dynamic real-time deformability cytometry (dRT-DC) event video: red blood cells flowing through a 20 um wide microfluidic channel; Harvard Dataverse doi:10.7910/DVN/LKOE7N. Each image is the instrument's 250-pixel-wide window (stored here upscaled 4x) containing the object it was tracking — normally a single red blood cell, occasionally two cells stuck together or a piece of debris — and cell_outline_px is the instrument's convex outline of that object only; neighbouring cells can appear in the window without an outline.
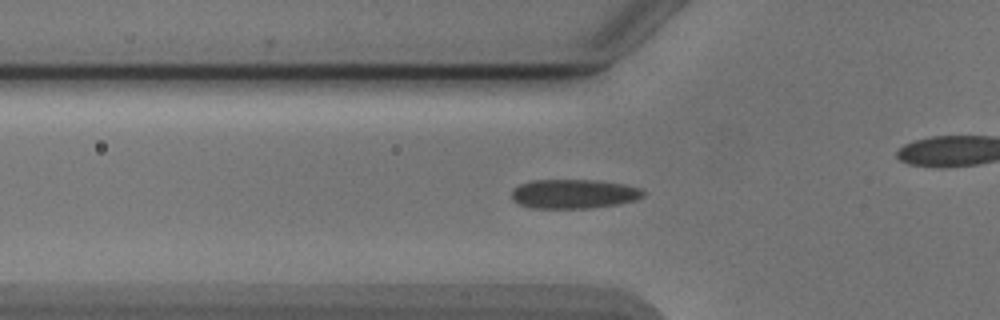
{"species": "Egyptian fruit bat (a non-hibernating species)", "species_latin": "Rousettus aegyptiacus", "temperature_condition": "cold", "stored_images_in_passage": 51, "camera_frame_rate_fps": 3000, "um_per_image_px": 0.085, "animal": {"sex": "male"}, "frame": {"image": 1, "passage_image": 15, "time_ms": 4.667, "image_size_px": [1000, 320], "cell_outline_px": [[648, 192], [644, 196], [636, 200], [620, 204], [592, 208], [532, 208], [520, 204], [512, 200], [512, 188], [520, 184], [532, 180], [600, 180], [624, 184], [640, 188]], "centroid_in_image_um": [48.81, 16.48], "position_along_channel_um": 77.0, "area_um2": 22.77}}
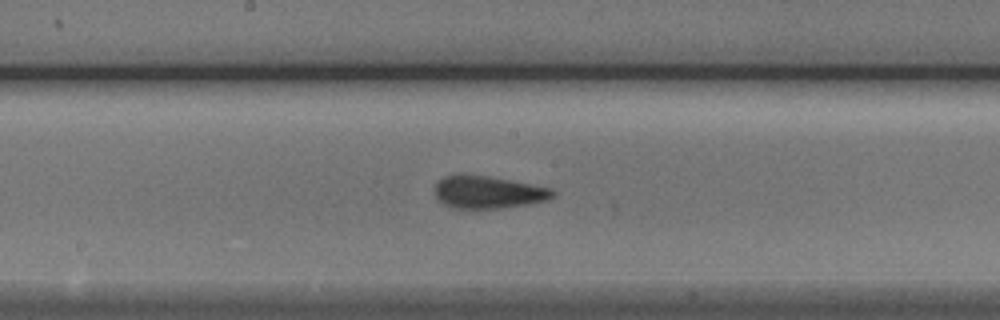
{"frame": {"image": 2, "passage_image": 25, "time_ms": 8.0, "image_size_px": [1000, 320], "cell_outline_px": [[556, 196], [548, 200], [528, 204], [500, 208], [452, 208], [444, 204], [436, 196], [436, 184], [444, 176], [488, 176], [512, 180], [552, 188], [556, 192]], "centroid_in_image_um": [41.58, 16.35], "position_along_channel_um": 206.6, "area_um2": 22.02}}
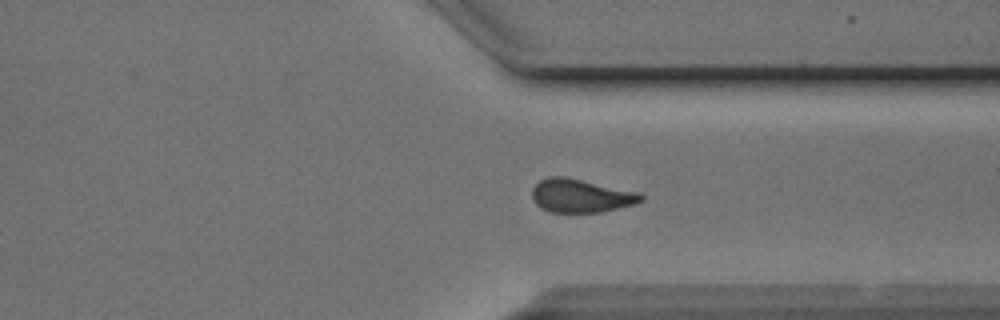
{"frame": {"image": 3, "passage_image": 37, "time_ms": 12.0, "image_size_px": [1000, 320], "cell_outline_px": [[644, 200], [636, 204], [600, 212], [548, 212], [540, 208], [532, 200], [532, 188], [540, 180], [548, 176], [564, 176], [640, 192], [644, 196]], "centroid_in_image_um": [49.37, 16.64], "position_along_channel_um": 362.0, "area_um2": 21.44}}